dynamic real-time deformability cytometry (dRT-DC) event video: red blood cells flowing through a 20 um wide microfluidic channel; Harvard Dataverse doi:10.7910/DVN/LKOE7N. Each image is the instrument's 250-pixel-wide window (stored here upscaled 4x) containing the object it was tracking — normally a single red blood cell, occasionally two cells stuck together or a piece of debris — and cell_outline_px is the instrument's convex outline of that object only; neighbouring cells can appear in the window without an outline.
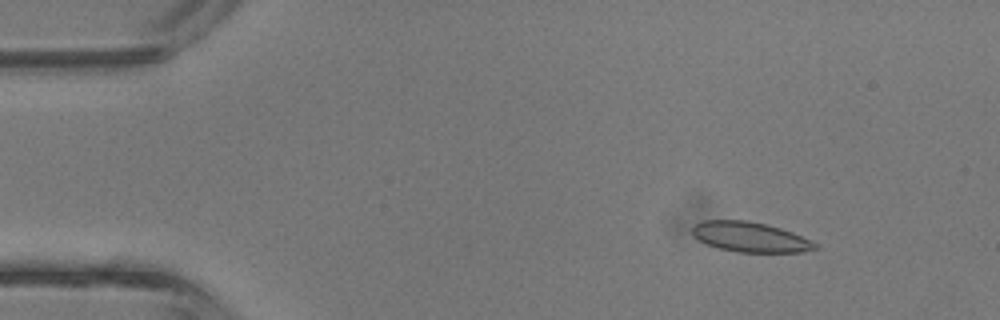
{"species": "common noctule bat (a hibernating species)", "species_latin": "Nyctalus noctula", "temperature_condition": "room temperature", "stored_images_in_passage": 43, "camera_frame_rate_fps": 3000, "um_per_image_px": 0.085, "animal": {"sex": "male", "body_mass_g": 13.3}, "frame": {"image": 1, "passage_image": 6, "time_ms": 1.667, "image_size_px": [1000, 320], "cell_outline_px": [[820, 248], [804, 252], [736, 252], [720, 248], [708, 244], [700, 240], [692, 232], [692, 228], [700, 220], [748, 220], [768, 224], [792, 232], [812, 240], [820, 244]], "centroid_in_image_um": [63.84, 20.14], "position_along_channel_um": 21.2, "area_um2": 21.62}}
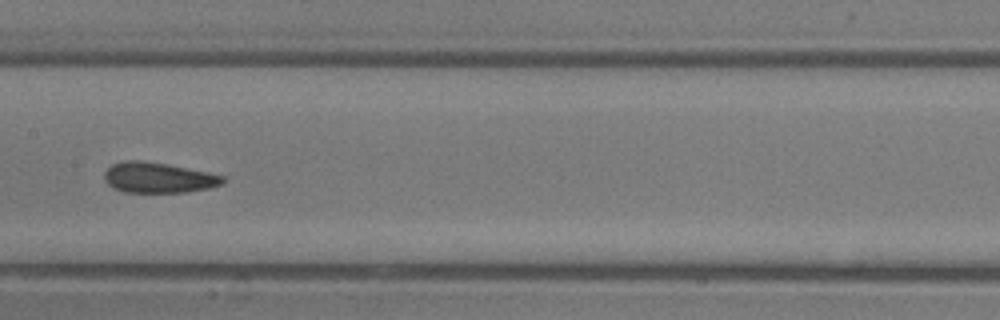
{"frame": {"image": 2, "passage_image": 22, "time_ms": 7.0, "image_size_px": [1000, 320], "cell_outline_px": [[224, 184], [208, 188], [184, 192], [124, 192], [108, 184], [104, 180], [104, 172], [112, 164], [128, 160], [140, 160], [168, 164], [208, 172], [224, 176]], "centroid_in_image_um": [13.46, 15.09], "position_along_channel_um": 193.9, "area_um2": 20.92}}
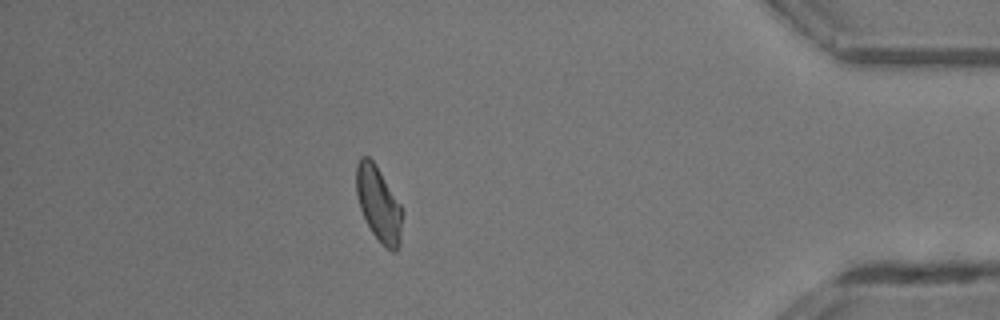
{"frame": {"image": 3, "passage_image": 38, "time_ms": 12.333, "image_size_px": [1000, 320], "cell_outline_px": [[400, 244], [396, 252], [392, 252], [372, 232], [360, 208], [356, 196], [356, 164], [360, 156], [368, 156], [376, 164], [400, 204]], "centroid_in_image_um": [32.14, 17.27], "position_along_channel_um": 403.1, "area_um2": 19.54}, "authors_computed_cell_mechanics": {"area_um2": 20.6346, "velocity_mm_per_s": 4.8129, "shape_relaxation_time_tau1_ms": 4.4601, "shape_relaxation_time_tau2_ms": 1.3149, "deformation_change_tau1": 0.1073, "deformation_change_tau2": 0.0665}}